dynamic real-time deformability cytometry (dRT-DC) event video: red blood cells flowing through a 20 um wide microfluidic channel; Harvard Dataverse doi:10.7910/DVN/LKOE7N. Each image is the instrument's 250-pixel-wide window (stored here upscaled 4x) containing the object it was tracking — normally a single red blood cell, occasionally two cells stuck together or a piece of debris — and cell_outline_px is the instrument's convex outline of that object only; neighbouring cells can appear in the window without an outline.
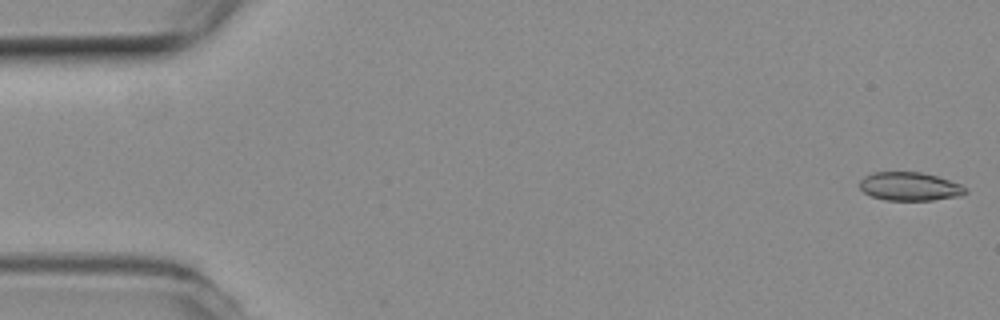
{"species": "common noctule bat (a hibernating species)", "species_latin": "Nyctalus noctula", "temperature_condition": "room temperature", "stored_images_in_passage": 10, "camera_frame_rate_fps": 3000, "um_per_image_px": 0.085, "animal": {"sex": "female", "body_mass_g": 19.3, "forearm_length_mm": 54.1}, "frame": {"image": 1, "passage_image": 1, "time_ms": 0.0, "image_size_px": [1000, 320], "cell_outline_px": [[968, 192], [960, 196], [932, 200], [884, 200], [872, 196], [864, 192], [860, 188], [860, 180], [864, 176], [872, 172], [920, 172], [936, 176], [960, 184], [968, 188]], "centroid_in_image_um": [77.33, 15.85], "position_along_channel_um": 7.7, "area_um2": 17.57}}